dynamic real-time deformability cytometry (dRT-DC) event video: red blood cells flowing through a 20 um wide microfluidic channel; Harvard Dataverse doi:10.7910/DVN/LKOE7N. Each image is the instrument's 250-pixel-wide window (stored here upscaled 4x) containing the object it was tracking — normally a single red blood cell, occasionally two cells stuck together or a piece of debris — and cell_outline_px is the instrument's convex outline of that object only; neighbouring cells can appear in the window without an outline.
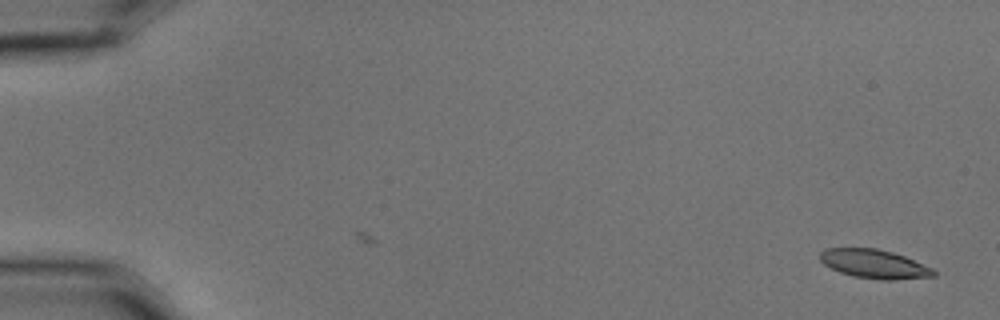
{"species": "common noctule bat (a hibernating species)", "species_latin": "Nyctalus noctula", "temperature_condition": "cold", "stored_images_in_passage": 56, "camera_frame_rate_fps": 3000, "um_per_image_px": 0.085, "animal": {"sex": "male", "body_mass_g": 15.6}, "frame": {"image": 1, "passage_image": 1, "time_ms": 0.0, "image_size_px": [1000, 320], "cell_outline_px": [[936, 276], [892, 280], [880, 280], [852, 276], [840, 272], [824, 264], [820, 260], [820, 252], [824, 248], [876, 248], [892, 252], [904, 256], [932, 268], [936, 272]], "centroid_in_image_um": [74.3, 22.44], "position_along_channel_um": 10.7, "area_um2": 19.07}}
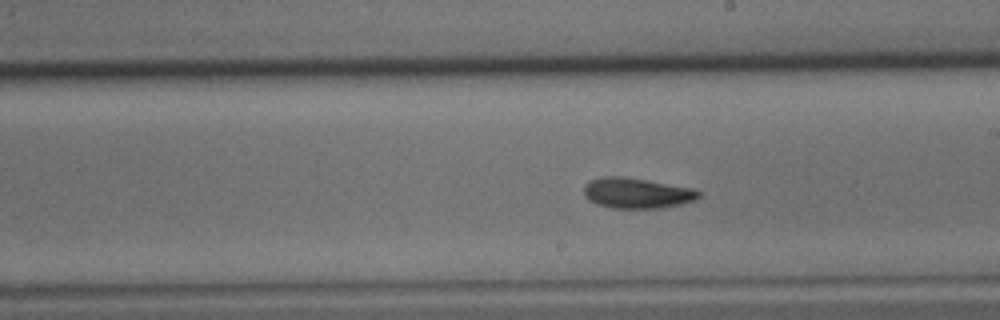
{"frame": {"image": 2, "passage_image": 32, "time_ms": 10.333, "image_size_px": [1000, 320], "cell_outline_px": [[700, 196], [696, 200], [680, 204], [660, 208], [612, 208], [596, 204], [588, 200], [584, 196], [584, 184], [588, 180], [604, 176], [624, 176], [696, 188], [700, 192]], "centroid_in_image_um": [54.12, 16.4], "position_along_channel_um": 234.9, "area_um2": 20.75}}
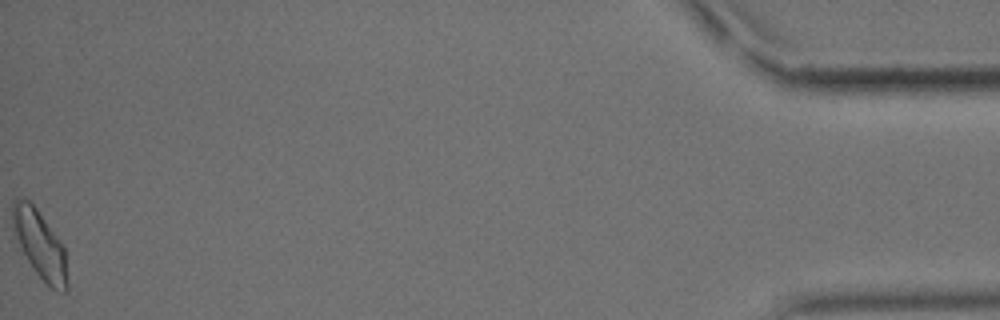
{"frame": {"image": 3, "passage_image": 56, "time_ms": 18.333, "image_size_px": [1000, 320], "cell_outline_px": [[68, 288], [64, 292], [56, 292], [36, 272], [28, 260], [12, 232], [12, 204], [16, 196], [28, 200], [32, 204], [64, 248], [68, 284]], "centroid_in_image_um": [3.36, 20.79], "position_along_channel_um": 431.8, "area_um2": 21.1}, "authors_computed_cell_mechanics": {"area_um2": 19.9988, "velocity_mm_per_s": 3.5832, "shape_relaxation_time_tau1_ms": 6.2648, "shape_relaxation_time_tau2_ms": 4.8891, "deformation_change_tau1": 0.1419, "deformation_change_tau2": 0.1149}}